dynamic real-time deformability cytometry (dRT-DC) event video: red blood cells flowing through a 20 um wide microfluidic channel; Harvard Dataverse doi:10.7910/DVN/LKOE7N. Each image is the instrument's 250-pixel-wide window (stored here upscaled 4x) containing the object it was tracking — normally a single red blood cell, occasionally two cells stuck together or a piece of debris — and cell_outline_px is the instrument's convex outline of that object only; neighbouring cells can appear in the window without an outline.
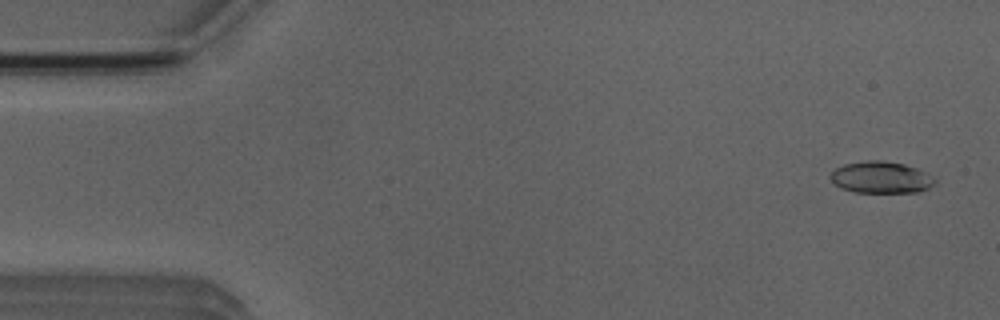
{"species": "Egyptian fruit bat (a non-hibernating species)", "species_latin": "Rousettus aegyptiacus", "temperature_condition": "room temperature", "stored_images_in_passage": 51, "camera_frame_rate_fps": 3000, "um_per_image_px": 0.085, "animal": {"sex": "male"}, "frame": {"image": 1, "passage_image": 1, "time_ms": 0.0, "image_size_px": [1000, 320], "cell_outline_px": [[936, 184], [920, 192], [856, 192], [840, 188], [828, 176], [836, 168], [844, 164], [868, 160], [880, 160], [904, 164], [916, 168], [924, 172], [936, 180]], "centroid_in_image_um": [74.88, 15.08], "position_along_channel_um": 10.1, "area_um2": 19.19}}
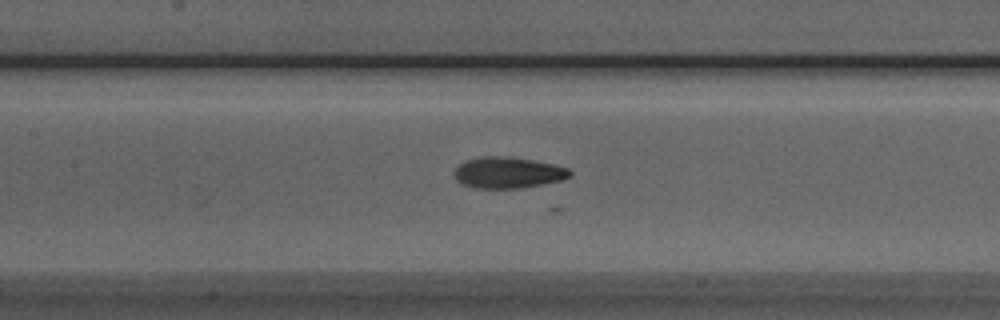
{"frame": {"image": 2, "passage_image": 22, "time_ms": 7.0, "image_size_px": [1000, 320], "cell_outline_px": [[572, 176], [560, 180], [520, 188], [476, 188], [464, 184], [456, 180], [452, 172], [464, 160], [480, 156], [504, 156], [532, 160], [552, 164], [568, 168], [572, 172]], "centroid_in_image_um": [43.14, 14.66], "position_along_channel_um": 164.3, "area_um2": 20.92}}
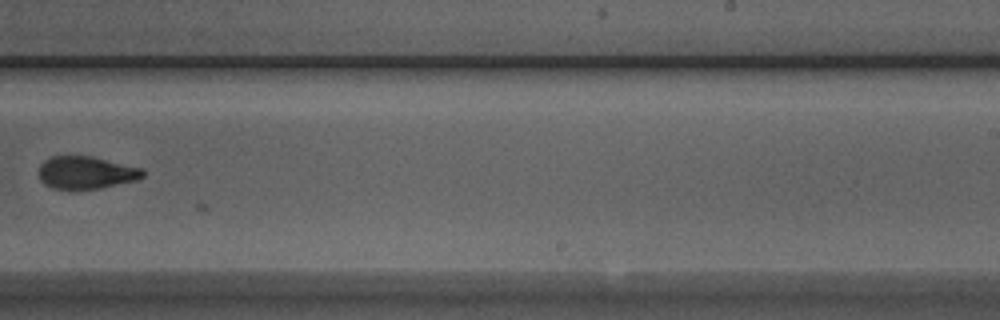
{"frame": {"image": 3, "passage_image": 31, "time_ms": 10.0, "image_size_px": [1000, 320], "cell_outline_px": [[144, 176], [136, 180], [100, 188], [52, 188], [44, 184], [40, 180], [40, 164], [44, 160], [52, 156], [92, 156], [144, 168]], "centroid_in_image_um": [7.34, 14.65], "position_along_channel_um": 281.7, "area_um2": 19.59}}